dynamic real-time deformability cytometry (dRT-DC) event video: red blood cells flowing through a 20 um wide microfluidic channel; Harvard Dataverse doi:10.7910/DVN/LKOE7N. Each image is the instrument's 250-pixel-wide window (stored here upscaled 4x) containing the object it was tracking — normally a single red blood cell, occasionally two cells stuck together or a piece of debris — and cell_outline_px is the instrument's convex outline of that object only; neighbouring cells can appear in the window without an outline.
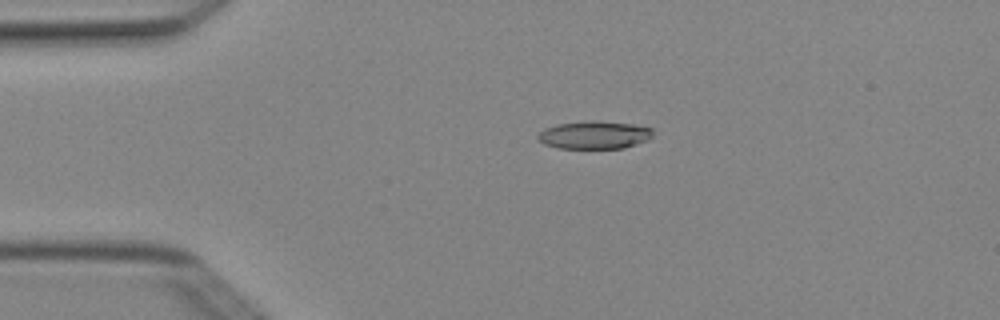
{"species": "Egyptian fruit bat (a non-hibernating species)", "species_latin": "Rousettus aegyptiacus", "temperature_condition": "cold", "stored_images_in_passage": 4, "camera_frame_rate_fps": 3000, "um_per_image_px": 0.085, "animal": {"sex": "female"}, "frame": {"image": 1, "passage_image": 3, "time_ms": 0.667, "image_size_px": [1000, 320], "cell_outline_px": [[652, 136], [648, 140], [624, 148], [556, 148], [544, 144], [536, 136], [544, 128], [556, 124], [632, 124], [652, 128]], "centroid_in_image_um": [50.51, 11.53], "position_along_channel_um": 34.5, "area_um2": 17.57}}